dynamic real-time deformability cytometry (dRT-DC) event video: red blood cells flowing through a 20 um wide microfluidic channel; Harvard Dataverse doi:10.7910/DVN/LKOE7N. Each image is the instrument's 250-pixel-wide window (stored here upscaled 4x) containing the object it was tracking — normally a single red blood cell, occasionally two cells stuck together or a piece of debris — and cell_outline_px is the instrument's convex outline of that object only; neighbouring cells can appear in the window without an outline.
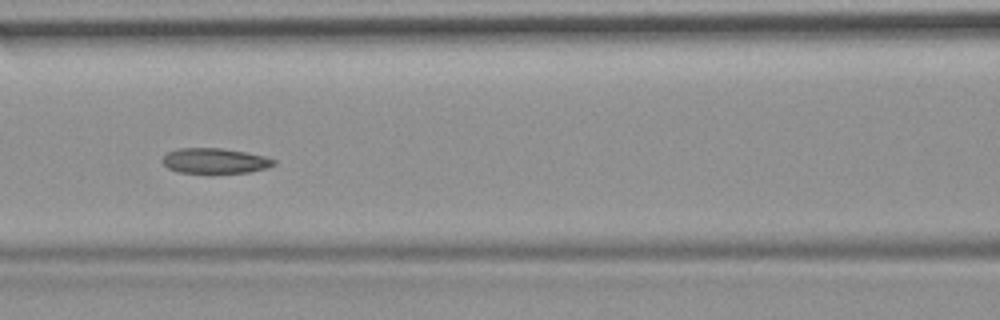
{"species": "common noctule bat (a hibernating species)", "species_latin": "Nyctalus noctula", "temperature_condition": "room temperature", "stored_images_in_passage": 11, "camera_frame_rate_fps": 3000, "um_per_image_px": 0.085, "animal": {"sex": "female", "body_mass_g": 19.9}, "frame": {"image": 1, "passage_image": 7, "time_ms": 2.0, "image_size_px": [1000, 320], "cell_outline_px": [[276, 164], [268, 168], [248, 172], [212, 176], [180, 172], [168, 168], [160, 160], [168, 152], [180, 148], [220, 148], [248, 152], [264, 156], [276, 160]], "centroid_in_image_um": [18.28, 13.72], "position_along_channel_um": 148.3, "area_um2": 17.22}}
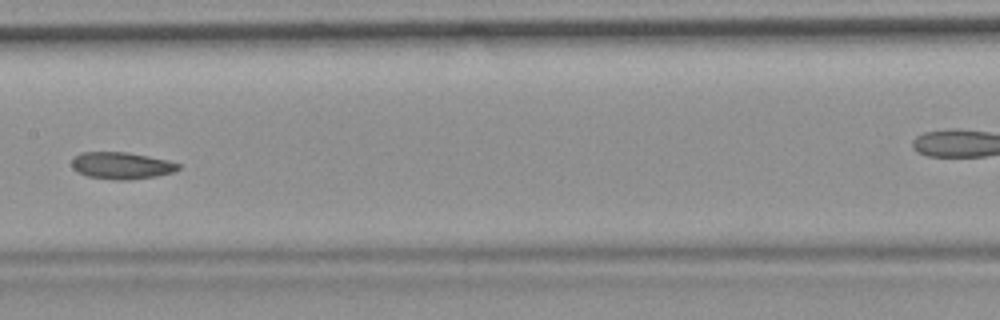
{"frame": {"image": 2, "passage_image": 8, "time_ms": 2.333, "image_size_px": [1000, 320], "cell_outline_px": [[180, 168], [172, 172], [156, 176], [128, 180], [112, 180], [88, 176], [76, 172], [72, 168], [72, 160], [80, 152], [128, 152], [168, 160], [180, 164]], "centroid_in_image_um": [10.31, 14.07], "position_along_channel_um": 197.1, "area_um2": 16.76}}